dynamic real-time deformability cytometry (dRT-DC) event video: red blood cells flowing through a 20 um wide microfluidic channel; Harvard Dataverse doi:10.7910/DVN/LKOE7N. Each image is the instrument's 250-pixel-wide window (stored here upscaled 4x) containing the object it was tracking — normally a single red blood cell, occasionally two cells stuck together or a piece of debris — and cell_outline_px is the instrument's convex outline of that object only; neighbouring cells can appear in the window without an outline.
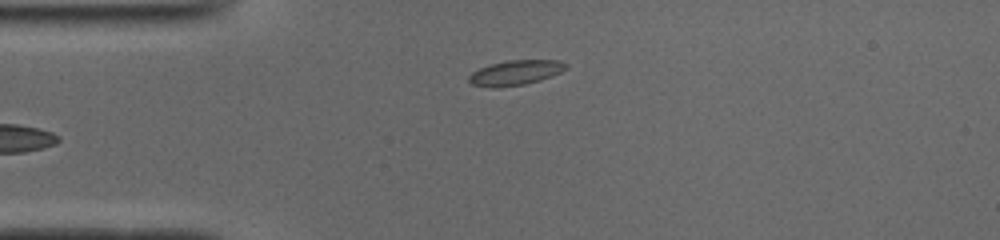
{"species": "common noctule bat (a hibernating species)", "species_latin": "Nyctalus noctula", "temperature_condition": "cold", "stored_images_in_passage": 36, "camera_frame_rate_fps": 3000, "um_per_image_px": 0.085, "animal": {"sex": "male", "body_mass_g": 19.0, "forearm_length_mm": 50.8}, "frame": {"image": 1, "passage_image": 1, "time_ms": 0.0, "image_size_px": [1000, 240], "cell_outline_px": [[568, 68], [560, 72], [540, 80], [524, 84], [472, 84], [468, 80], [468, 76], [472, 72], [480, 68], [492, 64], [508, 60], [560, 60], [568, 64]], "centroid_in_image_um": [43.92, 6.11], "position_along_channel_um": 41.1, "area_um2": 13.24}}
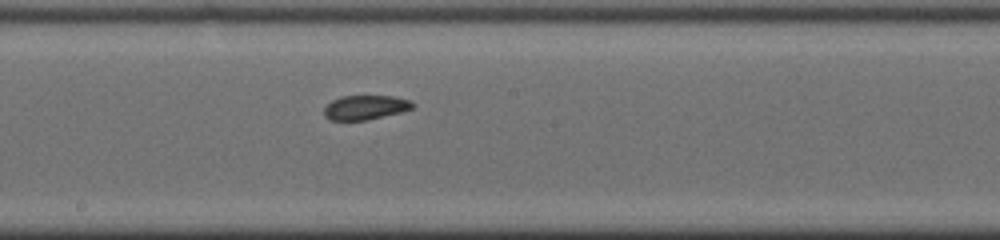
{"frame": {"image": 2, "passage_image": 16, "time_ms": 5.0, "image_size_px": [1000, 240], "cell_outline_px": [[416, 104], [412, 108], [400, 112], [368, 120], [332, 120], [324, 116], [324, 108], [332, 100], [340, 96], [392, 96], [412, 100]], "centroid_in_image_um": [31.07, 9.12], "position_along_channel_um": 217.1, "area_um2": 12.6}}
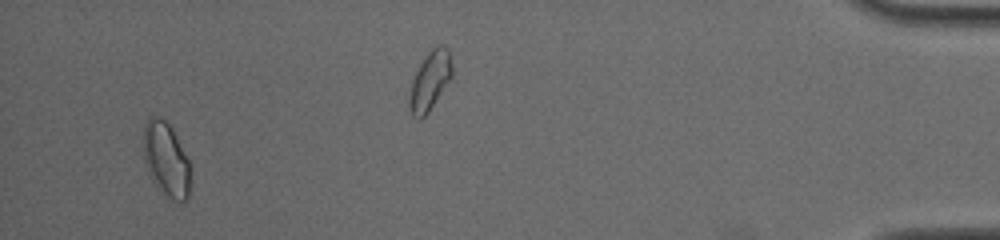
{"frame": {"image": 3, "passage_image": 33, "time_ms": 10.667, "image_size_px": [1000, 240], "cell_outline_px": [[188, 200], [184, 204], [172, 200], [160, 192], [152, 180], [148, 172], [144, 160], [144, 124], [148, 116], [160, 116], [172, 128], [188, 160]], "centroid_in_image_um": [14.09, 13.57], "position_along_channel_um": 421.1, "area_um2": 20.23}, "authors_computed_cell_mechanics": {"area_um2": 13.0917, "velocity_mm_per_s": 3.9104, "shape_relaxation_time_tau1_ms": 6.4449, "shape_relaxation_time_tau2_ms": 0.7351, "deformation_change_tau1": 0.1704, "deformation_change_tau2": 0.0513}}